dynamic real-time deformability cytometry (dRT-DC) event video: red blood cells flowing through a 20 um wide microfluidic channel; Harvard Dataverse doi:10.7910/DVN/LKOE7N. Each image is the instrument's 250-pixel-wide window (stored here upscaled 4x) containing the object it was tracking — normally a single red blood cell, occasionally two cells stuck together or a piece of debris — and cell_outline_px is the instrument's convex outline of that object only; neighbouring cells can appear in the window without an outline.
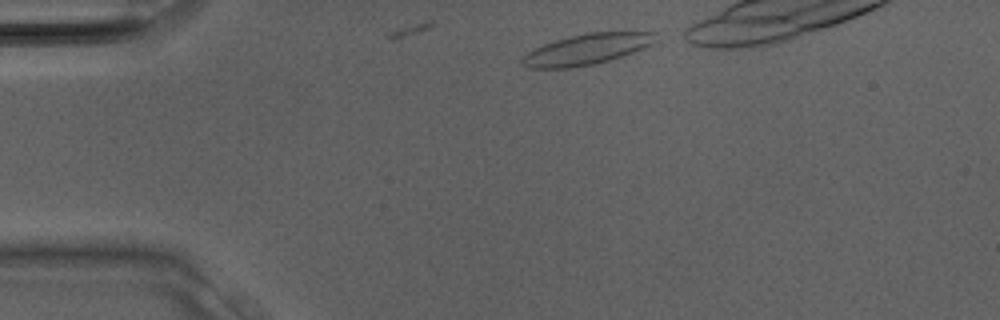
{"species": "Egyptian fruit bat (a non-hibernating species)", "species_latin": "Rousettus aegyptiacus", "temperature_condition": "room temperature", "stored_images_in_passage": 5, "camera_frame_rate_fps": 3000, "um_per_image_px": 0.085, "animal": {"sex": "male"}, "frame": {"image": 1, "passage_image": 1, "time_ms": 0.0, "image_size_px": [1000, 320], "cell_outline_px": [[656, 32], [652, 44], [644, 48], [608, 60], [592, 64], [572, 68], [528, 68], [520, 64], [520, 56], [544, 44], [556, 40], [588, 32]], "centroid_in_image_um": [49.8, 4.2], "position_along_channel_um": 35.2, "area_um2": 23.58}}